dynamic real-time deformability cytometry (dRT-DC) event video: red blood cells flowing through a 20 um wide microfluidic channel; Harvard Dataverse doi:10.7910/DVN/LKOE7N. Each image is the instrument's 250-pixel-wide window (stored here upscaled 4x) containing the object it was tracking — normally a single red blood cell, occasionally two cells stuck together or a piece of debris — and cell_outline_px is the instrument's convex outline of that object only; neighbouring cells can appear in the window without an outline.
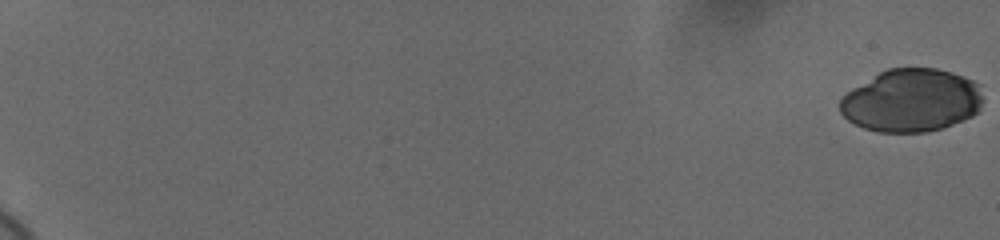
{"species": "human", "species_latin": "Homo sapiens", "temperature_condition": "cold", "stored_images_in_passage": 60, "camera_frame_rate_fps": 3000, "um_per_image_px": 0.085, "donor": {"sex": "female"}, "frame": {"image": 1, "passage_image": 1, "time_ms": 0.0, "image_size_px": [1000, 240], "cell_outline_px": [[984, 100], [980, 112], [972, 116], [952, 124], [940, 128], [924, 132], [880, 132], [864, 128], [848, 120], [840, 112], [840, 100], [852, 88], [880, 72], [888, 68], [936, 68], [952, 72], [964, 76], [980, 84]], "centroid_in_image_um": [77.52, 8.53], "position_along_channel_um": 7.5, "area_um2": 52.6}}
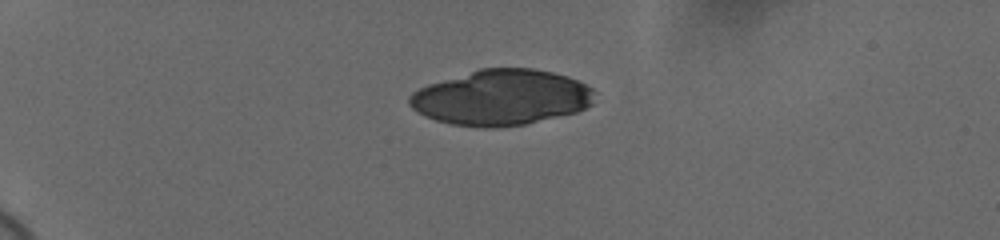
{"frame": {"image": 2, "passage_image": 18, "time_ms": 5.667, "image_size_px": [1000, 240], "cell_outline_px": [[592, 104], [576, 112], [524, 124], [496, 128], [484, 128], [452, 124], [436, 120], [424, 116], [416, 112], [408, 104], [408, 96], [412, 92], [428, 84], [480, 68], [532, 68], [552, 72], [568, 76], [592, 88]], "centroid_in_image_um": [42.56, 8.29], "position_along_channel_um": 42.4, "area_um2": 59.82}}
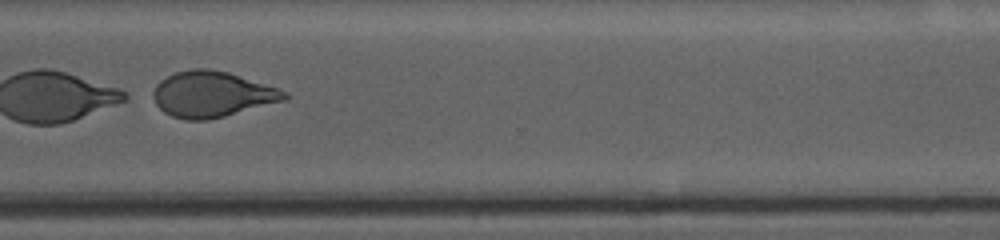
{"frame": {"image": 3, "passage_image": 49, "time_ms": 16.0, "image_size_px": [1000, 240], "cell_outline_px": [[288, 100], [208, 120], [184, 120], [172, 116], [164, 112], [156, 104], [152, 96], [152, 92], [156, 84], [160, 80], [176, 72], [192, 68], [208, 68], [228, 72], [288, 92]], "centroid_in_image_um": [18.01, 8.02], "position_along_channel_um": 352.6, "area_um2": 35.03}}